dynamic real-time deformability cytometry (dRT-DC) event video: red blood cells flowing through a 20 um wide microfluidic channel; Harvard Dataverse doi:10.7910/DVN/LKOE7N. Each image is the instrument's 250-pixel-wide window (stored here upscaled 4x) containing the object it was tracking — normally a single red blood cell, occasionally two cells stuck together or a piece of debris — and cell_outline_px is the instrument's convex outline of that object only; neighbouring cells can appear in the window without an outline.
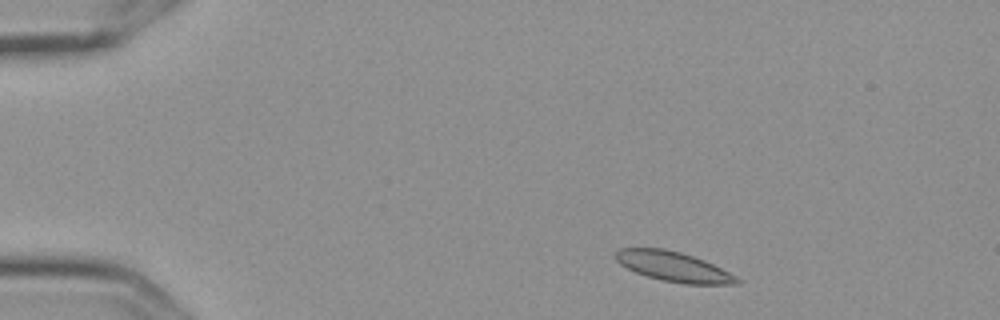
{"species": "Egyptian fruit bat (a non-hibernating species)", "species_latin": "Rousettus aegyptiacus", "temperature_condition": "cold", "stored_images_in_passage": 4, "camera_frame_rate_fps": 3000, "um_per_image_px": 0.085, "frame": {"image": 1, "passage_image": 1, "time_ms": 0.0, "image_size_px": [1000, 320], "cell_outline_px": [[740, 284], [684, 284], [664, 280], [648, 276], [636, 272], [620, 264], [612, 256], [612, 252], [616, 248], [664, 248], [680, 252], [704, 260], [736, 276], [740, 280]], "centroid_in_image_um": [57.18, 22.64], "position_along_channel_um": 27.8, "area_um2": 21.04}}